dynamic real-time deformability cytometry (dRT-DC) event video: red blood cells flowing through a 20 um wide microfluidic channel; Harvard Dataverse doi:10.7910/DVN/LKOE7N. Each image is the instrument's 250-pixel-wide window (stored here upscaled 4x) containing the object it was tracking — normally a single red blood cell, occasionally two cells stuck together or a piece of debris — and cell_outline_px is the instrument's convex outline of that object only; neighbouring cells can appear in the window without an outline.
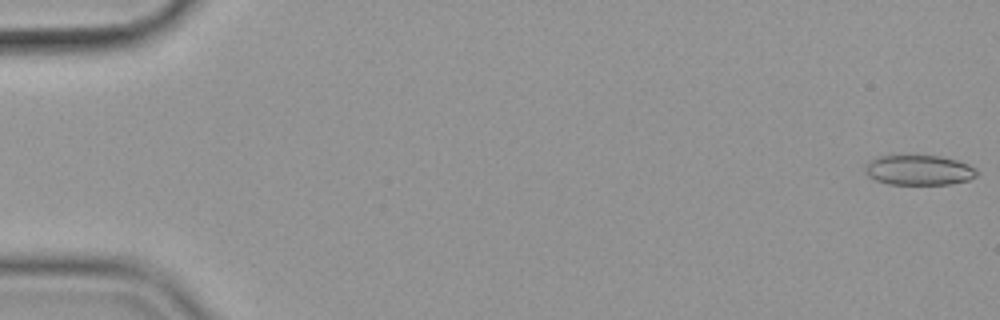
{"species": "common noctule bat (a hibernating species)", "species_latin": "Nyctalus noctula", "temperature_condition": "cold", "stored_images_in_passage": 15, "camera_frame_rate_fps": 3000, "um_per_image_px": 0.085, "animal": {"sex": "female", "body_mass_g": 19.9}, "frame": {"image": 1, "passage_image": 1, "time_ms": 0.0, "image_size_px": [1000, 320], "cell_outline_px": [[980, 172], [976, 176], [968, 180], [952, 184], [888, 184], [876, 180], [868, 176], [864, 172], [864, 168], [872, 160], [880, 156], [940, 156], [956, 160], [968, 164], [976, 168]], "centroid_in_image_um": [78.15, 14.47], "position_along_channel_um": 6.9, "area_um2": 19.48}}
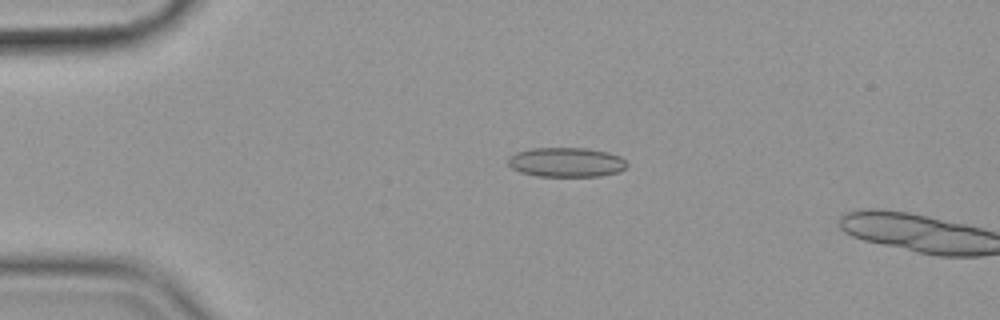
{"frame": {"image": 2, "passage_image": 13, "time_ms": 4.0, "image_size_px": [1000, 320], "cell_outline_px": [[628, 164], [620, 172], [600, 176], [536, 176], [520, 172], [512, 168], [508, 164], [508, 156], [516, 152], [532, 148], [588, 148], [608, 152], [620, 156]], "centroid_in_image_um": [48.13, 13.79], "position_along_channel_um": 36.9, "area_um2": 20.58}}